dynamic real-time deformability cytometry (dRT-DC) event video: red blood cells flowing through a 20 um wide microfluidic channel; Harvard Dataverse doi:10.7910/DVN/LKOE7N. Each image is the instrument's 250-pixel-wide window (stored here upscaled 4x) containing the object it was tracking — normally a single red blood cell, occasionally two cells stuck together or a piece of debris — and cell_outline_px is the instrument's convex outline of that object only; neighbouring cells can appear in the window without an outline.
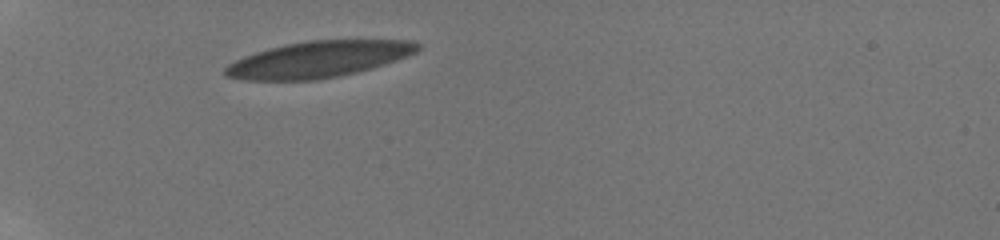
{"species": "human", "species_latin": "Homo sapiens", "temperature_condition": "room temperature", "stored_images_in_passage": 12, "camera_frame_rate_fps": 3000, "um_per_image_px": 0.085, "donor": {"sex": "male"}, "frame": {"image": 1, "passage_image": 1, "time_ms": 0.0, "image_size_px": [1000, 240], "cell_outline_px": [[420, 48], [416, 52], [408, 56], [384, 64], [356, 72], [340, 76], [316, 80], [244, 80], [224, 76], [224, 68], [228, 64], [244, 56], [268, 48], [284, 44], [308, 40], [408, 40], [420, 44]], "centroid_in_image_um": [27.05, 5.04], "position_along_channel_um": 58.0, "area_um2": 40.69}}
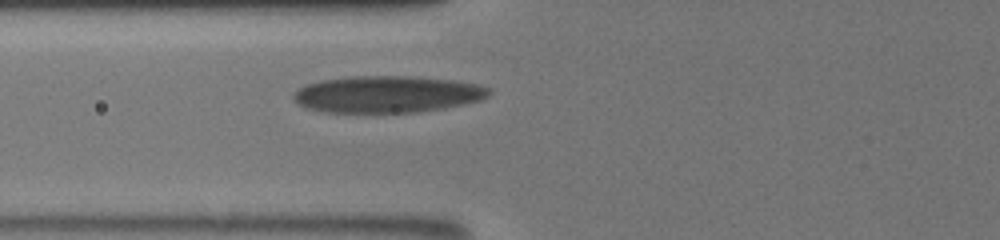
{"frame": {"image": 2, "passage_image": 9, "time_ms": 1.667, "image_size_px": [1000, 240], "cell_outline_px": [[492, 92], [488, 96], [480, 100], [464, 104], [444, 108], [416, 112], [324, 112], [304, 108], [296, 104], [292, 96], [300, 88], [308, 84], [320, 80], [356, 76], [408, 76], [456, 80], [480, 84], [488, 88]], "centroid_in_image_um": [32.92, 8.01], "position_along_channel_um": 92.9, "area_um2": 42.02}}